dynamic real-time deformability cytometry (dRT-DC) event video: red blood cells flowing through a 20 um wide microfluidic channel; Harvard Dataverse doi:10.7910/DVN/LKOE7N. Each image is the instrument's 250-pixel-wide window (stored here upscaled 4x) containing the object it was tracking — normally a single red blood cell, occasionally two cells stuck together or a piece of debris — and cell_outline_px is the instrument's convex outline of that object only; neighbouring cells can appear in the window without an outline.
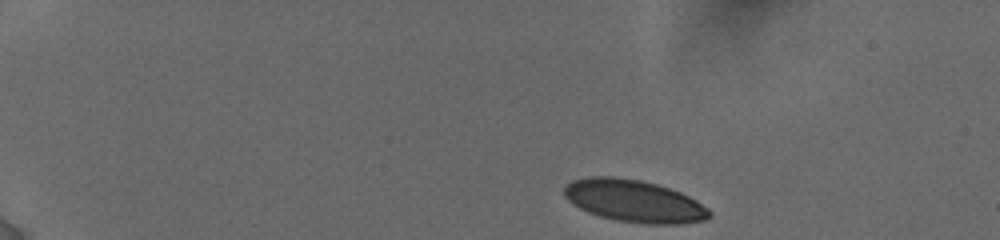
{"species": "human", "species_latin": "Homo sapiens", "temperature_condition": "cold", "stored_images_in_passage": 24, "camera_frame_rate_fps": 3000, "um_per_image_px": 0.085, "donor": {"sex": "female"}, "frame": {"image": 1, "passage_image": 1, "time_ms": 0.0, "image_size_px": [1000, 240], "cell_outline_px": [[712, 216], [704, 220], [676, 224], [652, 224], [616, 220], [600, 216], [588, 212], [580, 208], [568, 200], [564, 196], [564, 188], [572, 180], [588, 176], [612, 176], [640, 180], [656, 184], [680, 192], [696, 200], [708, 208], [712, 212]], "centroid_in_image_um": [53.9, 17.08], "position_along_channel_um": 31.1, "area_um2": 35.6}}
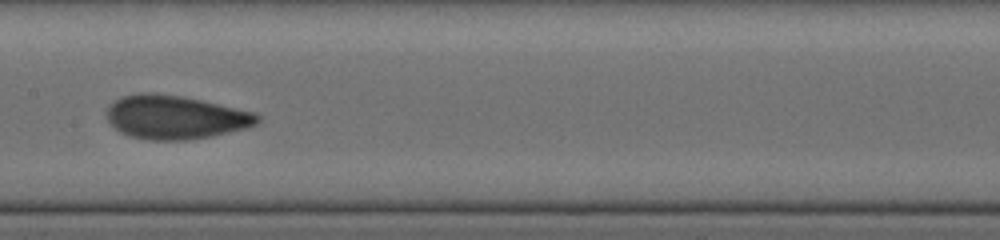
{"frame": {"image": 2, "passage_image": 14, "time_ms": 7.0, "image_size_px": [1000, 240], "cell_outline_px": [[260, 120], [256, 124], [248, 128], [212, 136], [188, 140], [148, 140], [128, 136], [120, 132], [108, 120], [108, 104], [124, 96], [144, 92], [148, 92], [180, 96], [200, 100], [252, 112], [260, 116]], "centroid_in_image_um": [14.89, 9.98], "position_along_channel_um": 192.5, "area_um2": 38.03}}
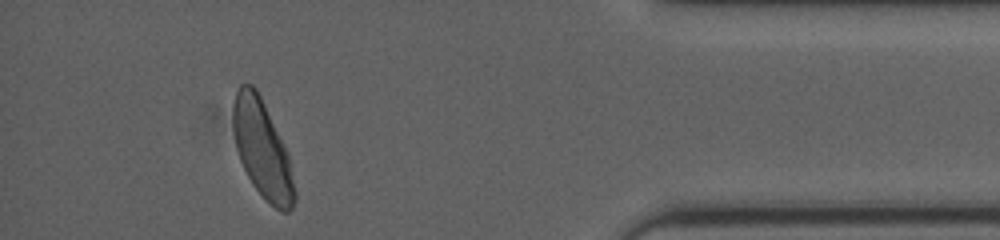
{"frame": {"image": 3, "passage_image": 23, "time_ms": 13.667, "image_size_px": [1000, 240], "cell_outline_px": [[296, 200], [292, 208], [288, 212], [280, 212], [252, 184], [240, 160], [236, 148], [232, 128], [232, 104], [236, 92], [240, 84], [252, 84], [256, 88], [288, 152], [296, 192]], "centroid_in_image_um": [22.29, 12.67], "position_along_channel_um": 412.9, "area_um2": 34.8}, "authors_computed_cell_mechanics": {"area_um2": 36.3273, "velocity_mm_per_s": 3.8265, "shape_relaxation_time_tau1_ms": 3.8505, "shape_relaxation_time_tau2_ms": 0.9633, "deformation_change_tau1": 0.1467, "deformation_change_tau2": 0.0564}}